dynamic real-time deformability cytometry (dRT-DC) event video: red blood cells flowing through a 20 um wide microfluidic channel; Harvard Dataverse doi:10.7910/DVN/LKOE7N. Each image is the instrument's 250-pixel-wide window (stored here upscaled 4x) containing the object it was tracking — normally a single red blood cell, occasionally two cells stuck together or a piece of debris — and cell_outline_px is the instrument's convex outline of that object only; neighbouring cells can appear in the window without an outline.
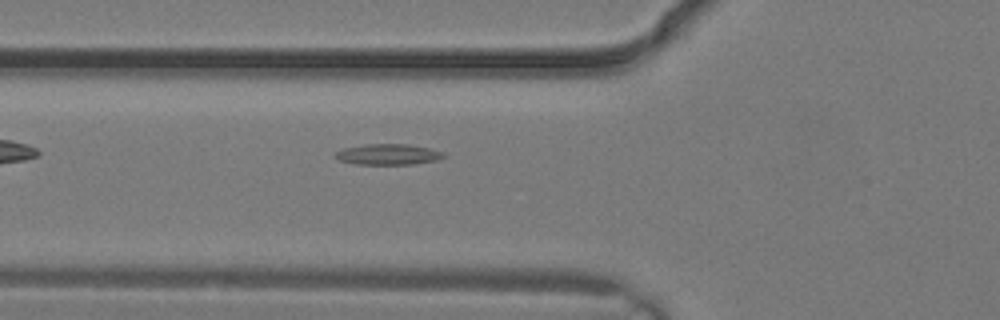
{"species": "common noctule bat (a hibernating species)", "species_latin": "Nyctalus noctula", "temperature_condition": "warm", "stored_images_in_passage": 2, "camera_frame_rate_fps": 3000, "um_per_image_px": 0.085, "animal": {"sex": "male", "body_mass_g": 19.2, "forearm_length_mm": 51.8}, "frame": {"image": 1, "passage_image": 2, "time_ms": 0.333, "image_size_px": [1000, 320], "cell_outline_px": [[444, 156], [436, 160], [412, 164], [356, 164], [340, 160], [336, 156], [336, 152], [344, 148], [364, 144], [408, 144], [428, 148], [444, 152]], "centroid_in_image_um": [32.99, 13.11], "position_along_channel_um": 92.8, "area_um2": 12.89}}